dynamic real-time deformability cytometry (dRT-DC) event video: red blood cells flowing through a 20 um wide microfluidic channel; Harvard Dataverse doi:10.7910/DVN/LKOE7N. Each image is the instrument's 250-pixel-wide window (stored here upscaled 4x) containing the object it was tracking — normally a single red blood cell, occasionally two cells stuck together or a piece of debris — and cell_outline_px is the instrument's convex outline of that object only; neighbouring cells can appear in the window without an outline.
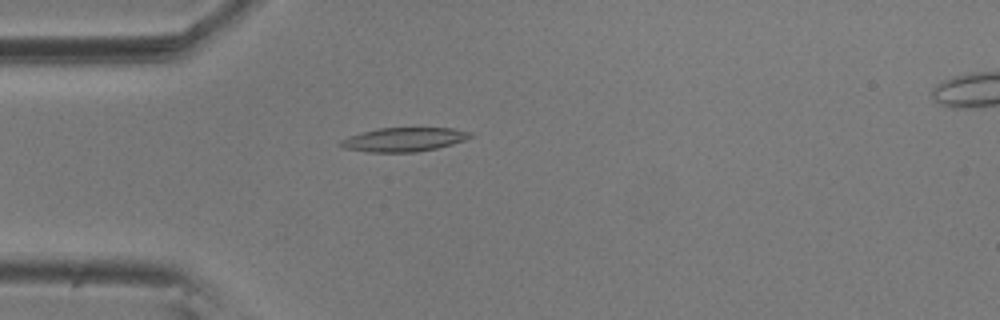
{"species": "common noctule bat (a hibernating species)", "species_latin": "Nyctalus noctula", "temperature_condition": "room temperature", "stored_images_in_passage": 43, "camera_frame_rate_fps": 3000, "um_per_image_px": 0.085, "animal": {"sex": "male", "body_mass_g": 20.5, "forearm_length_mm": 52.5}, "frame": {"image": 1, "passage_image": 3, "time_ms": 0.667, "image_size_px": [1000, 320], "cell_outline_px": [[476, 136], [452, 144], [436, 148], [416, 152], [368, 152], [344, 148], [336, 144], [340, 140], [348, 136], [380, 128], [452, 128], [472, 132]], "centroid_in_image_um": [34.34, 11.86], "position_along_channel_um": 50.7, "area_um2": 18.15}}
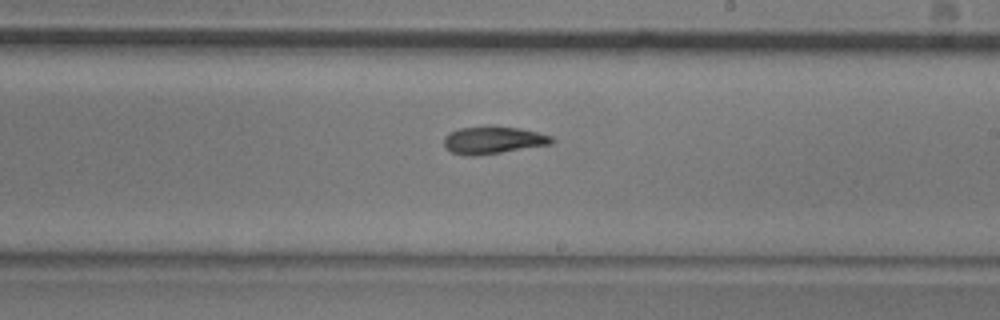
{"frame": {"image": 2, "passage_image": 20, "time_ms": 6.333, "image_size_px": [1000, 320], "cell_outline_px": [[556, 140], [552, 144], [476, 156], [464, 156], [452, 152], [444, 148], [444, 136], [448, 132], [460, 128], [488, 124], [492, 124], [520, 128], [552, 136]], "centroid_in_image_um": [41.88, 11.88], "position_along_channel_um": 247.1, "area_um2": 17.8}}
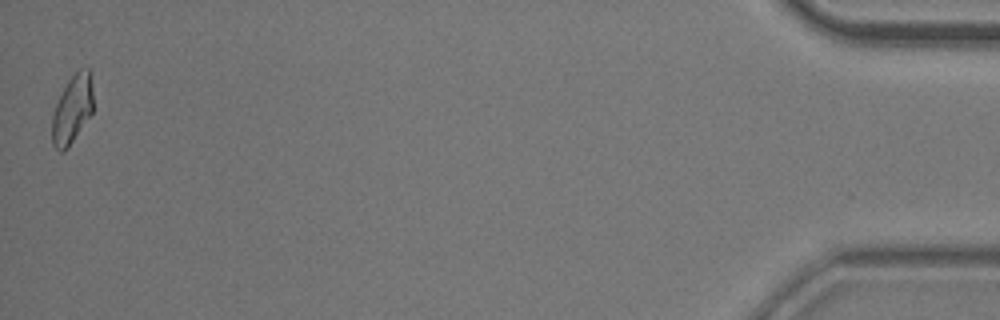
{"frame": {"image": 3, "passage_image": 43, "time_ms": 14.0, "image_size_px": [1000, 320], "cell_outline_px": [[92, 112], [68, 148], [64, 152], [60, 152], [52, 144], [52, 116], [56, 104], [68, 80], [80, 68], [88, 68], [92, 88]], "centroid_in_image_um": [6.12, 9.33], "position_along_channel_um": 429.1, "area_um2": 16.07}, "authors_computed_cell_mechanics": {"area_um2": 17.1666, "velocity_mm_per_s": 3.6226, "shape_relaxation_time_tau1_ms": 8.8614, "shape_relaxation_time_tau2_ms": 4.3087, "deformation_change_tau1": 0.2223, "deformation_change_tau2": 0.1044}}